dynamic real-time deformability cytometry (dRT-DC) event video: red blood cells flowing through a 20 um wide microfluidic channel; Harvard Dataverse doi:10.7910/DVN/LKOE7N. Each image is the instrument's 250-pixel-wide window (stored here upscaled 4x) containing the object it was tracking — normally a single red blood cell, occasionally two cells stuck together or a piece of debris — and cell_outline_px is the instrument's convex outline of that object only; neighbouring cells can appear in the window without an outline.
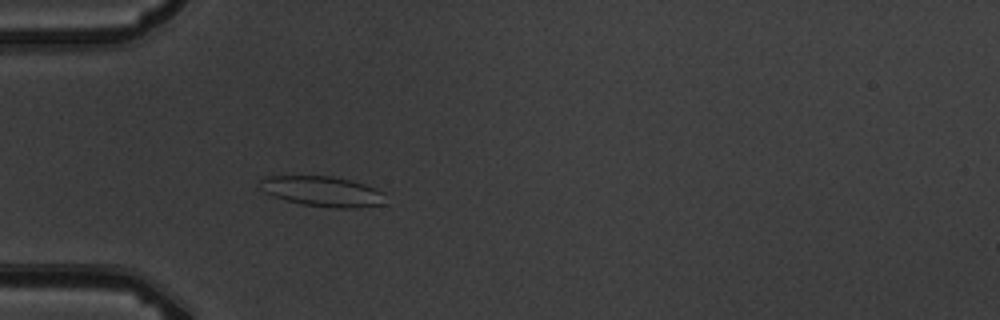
{"species": "common noctule bat (a hibernating species)", "species_latin": "Nyctalus noctula", "temperature_condition": "warm", "stored_images_in_passage": 7, "camera_frame_rate_fps": 3000, "um_per_image_px": 0.085, "animal": {"sex": "male", "body_mass_g": 19.5, "forearm_length_mm": 54.6}, "frame": {"image": 1, "passage_image": 7, "time_ms": 6.667, "image_size_px": [1000, 320], "cell_outline_px": [[384, 204], [352, 208], [336, 208], [300, 204], [272, 196], [264, 192], [260, 188], [260, 180], [264, 176], [332, 176], [364, 184], [384, 192]], "centroid_in_image_um": [27.37, 16.27], "position_along_channel_um": 57.6, "area_um2": 22.02}}